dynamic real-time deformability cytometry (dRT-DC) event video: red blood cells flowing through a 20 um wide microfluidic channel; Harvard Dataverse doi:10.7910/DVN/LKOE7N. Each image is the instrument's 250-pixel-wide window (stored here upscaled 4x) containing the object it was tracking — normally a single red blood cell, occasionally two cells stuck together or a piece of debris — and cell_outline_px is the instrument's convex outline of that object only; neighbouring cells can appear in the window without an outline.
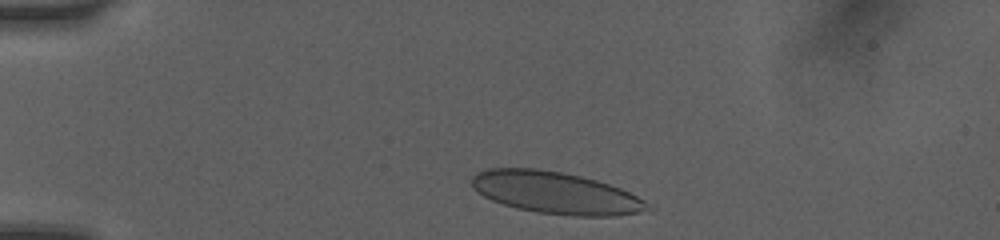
{"species": "human", "species_latin": "Homo sapiens", "temperature_condition": "room temperature", "stored_images_in_passage": 3, "camera_frame_rate_fps": 3000, "um_per_image_px": 0.085, "donor": {"sex": "female"}, "frame": {"image": 1, "passage_image": 1, "time_ms": 0.0, "image_size_px": [1000, 240], "cell_outline_px": [[656, 208], [652, 212], [616, 216], [576, 216], [536, 212], [516, 208], [492, 200], [484, 196], [472, 188], [472, 176], [476, 172], [488, 168], [536, 168], [564, 172], [596, 180], [620, 188], [644, 200]], "centroid_in_image_um": [47.29, 16.4], "position_along_channel_um": 37.7, "area_um2": 43.47}}